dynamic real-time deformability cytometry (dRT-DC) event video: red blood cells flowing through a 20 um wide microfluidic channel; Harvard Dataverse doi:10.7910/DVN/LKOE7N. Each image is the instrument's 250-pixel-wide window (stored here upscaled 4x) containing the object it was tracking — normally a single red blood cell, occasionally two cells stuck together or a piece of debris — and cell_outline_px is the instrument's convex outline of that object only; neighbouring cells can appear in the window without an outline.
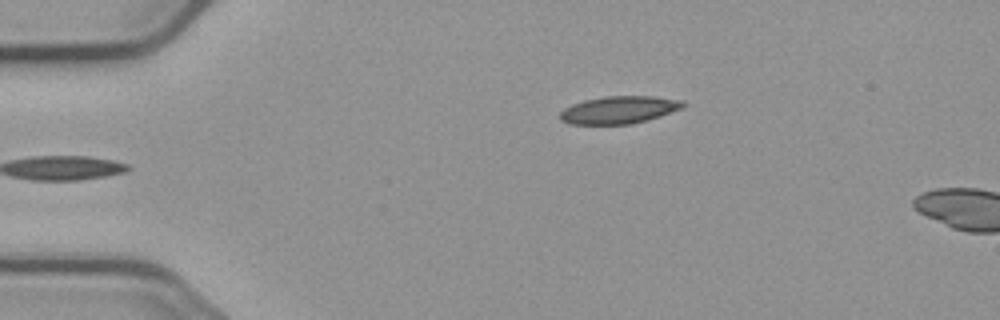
{"species": "common noctule bat (a hibernating species)", "species_latin": "Nyctalus noctula", "temperature_condition": "cold", "stored_images_in_passage": 4, "camera_frame_rate_fps": 3000, "um_per_image_px": 0.085, "animal": {"sex": "male", "body_mass_g": 23.1, "forearm_length_mm": 52.7}, "frame": {"image": 1, "passage_image": 4, "time_ms": 3.667, "image_size_px": [1000, 320], "cell_outline_px": [[688, 104], [684, 108], [648, 120], [628, 124], [568, 124], [560, 120], [560, 112], [564, 108], [572, 104], [584, 100], [608, 96], [652, 96], [684, 100]], "centroid_in_image_um": [52.66, 9.33], "position_along_channel_um": 32.3, "area_um2": 19.88}}